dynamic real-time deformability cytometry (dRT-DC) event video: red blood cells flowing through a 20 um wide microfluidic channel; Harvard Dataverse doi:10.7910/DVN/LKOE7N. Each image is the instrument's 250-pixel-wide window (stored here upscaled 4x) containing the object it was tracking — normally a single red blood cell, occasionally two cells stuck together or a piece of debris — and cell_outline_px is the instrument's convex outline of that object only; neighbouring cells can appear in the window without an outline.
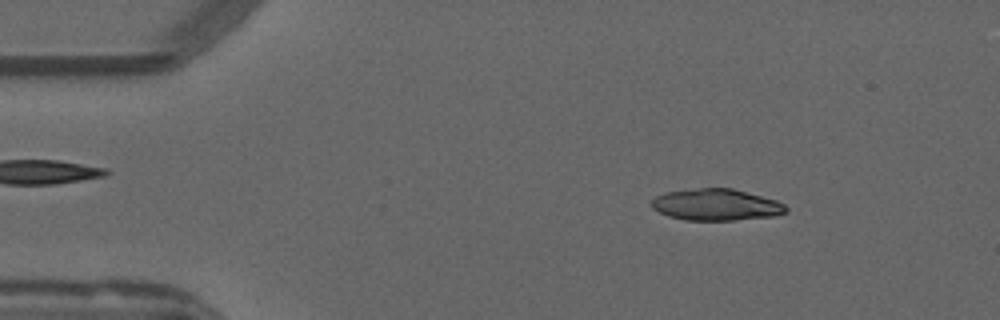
{"species": "common noctule bat (a hibernating species)", "species_latin": "Nyctalus noctula", "temperature_condition": "warm", "stored_images_in_passage": 52, "camera_frame_rate_fps": 3000, "um_per_image_px": 0.085, "animal": {"sex": "male", "forearm_length_mm": 52.5}, "frame": {"image": 1, "passage_image": 7, "time_ms": 2.0, "image_size_px": [1000, 320], "cell_outline_px": [[788, 212], [776, 216], [736, 220], [684, 220], [668, 216], [652, 208], [652, 200], [656, 196], [668, 192], [700, 188], [732, 188], [776, 200], [784, 204], [788, 208]], "centroid_in_image_um": [60.91, 17.41], "position_along_channel_um": 24.1, "area_um2": 24.68}, "authors_computed_cell_mechanics": {"area_um2": 24.5361, "velocity_mm_per_s": 3.8116, "shape_relaxation_time_tau1_ms": 7.0219, "shape_relaxation_time_tau2_ms": null, "deformation_change_tau1": 0.2958, "deformation_change_tau2": null}}